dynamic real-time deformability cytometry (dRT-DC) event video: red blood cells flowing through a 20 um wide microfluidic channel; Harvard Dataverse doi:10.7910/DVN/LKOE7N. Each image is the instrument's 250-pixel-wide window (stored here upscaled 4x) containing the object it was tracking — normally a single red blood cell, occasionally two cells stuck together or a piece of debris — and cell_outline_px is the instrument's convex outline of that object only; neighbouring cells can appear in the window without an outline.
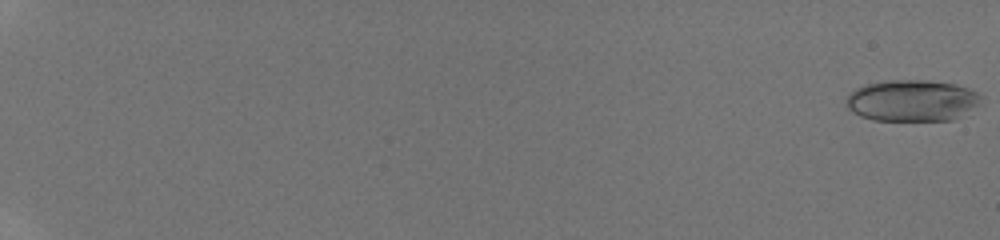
{"species": "human", "species_latin": "Homo sapiens", "temperature_condition": "room temperature", "stored_images_in_passage": 48, "camera_frame_rate_fps": 3000, "um_per_image_px": 0.085, "donor": {"sex": "male"}, "frame": {"image": 1, "passage_image": 1, "time_ms": 0.0, "image_size_px": [1000, 240], "cell_outline_px": [[984, 96], [980, 104], [952, 120], [872, 120], [860, 116], [852, 112], [848, 108], [844, 100], [856, 88], [864, 84], [884, 80], [928, 80], [956, 84], [968, 88]], "centroid_in_image_um": [77.51, 8.54], "position_along_channel_um": 7.5, "area_um2": 32.83}}
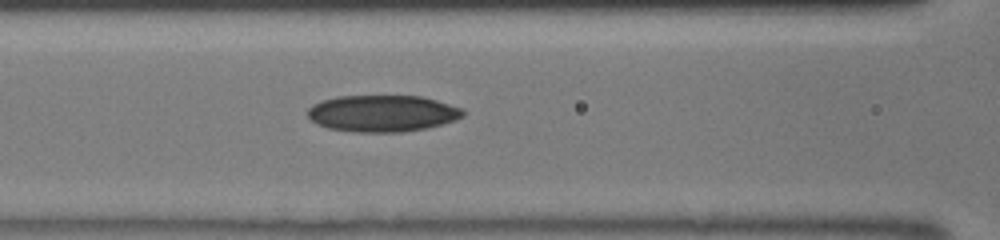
{"frame": {"image": 2, "passage_image": 25, "time_ms": 8.0, "image_size_px": [1000, 240], "cell_outline_px": [[464, 116], [456, 120], [424, 128], [404, 132], [356, 132], [328, 128], [316, 124], [308, 116], [308, 108], [312, 104], [320, 100], [336, 96], [420, 96], [436, 100], [464, 108]], "centroid_in_image_um": [32.49, 9.63], "position_along_channel_um": 134.1, "area_um2": 33.29}}
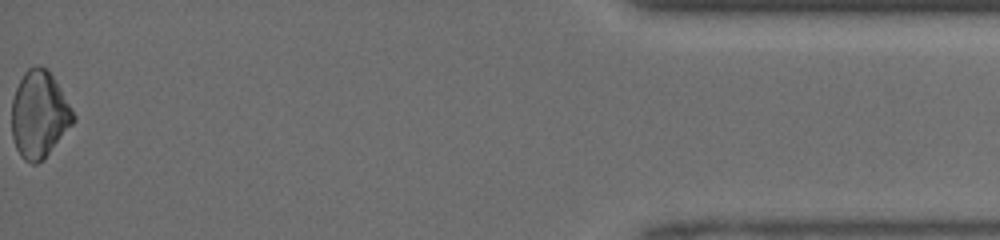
{"frame": {"image": 3, "passage_image": 48, "time_ms": 15.667, "image_size_px": [1000, 240], "cell_outline_px": [[76, 120], [44, 160], [36, 164], [32, 164], [24, 160], [20, 156], [16, 148], [12, 136], [12, 100], [16, 88], [24, 72], [28, 68], [40, 64], [48, 68], [56, 80], [76, 116]], "centroid_in_image_um": [3.34, 9.73], "position_along_channel_um": 431.9, "area_um2": 31.56}}